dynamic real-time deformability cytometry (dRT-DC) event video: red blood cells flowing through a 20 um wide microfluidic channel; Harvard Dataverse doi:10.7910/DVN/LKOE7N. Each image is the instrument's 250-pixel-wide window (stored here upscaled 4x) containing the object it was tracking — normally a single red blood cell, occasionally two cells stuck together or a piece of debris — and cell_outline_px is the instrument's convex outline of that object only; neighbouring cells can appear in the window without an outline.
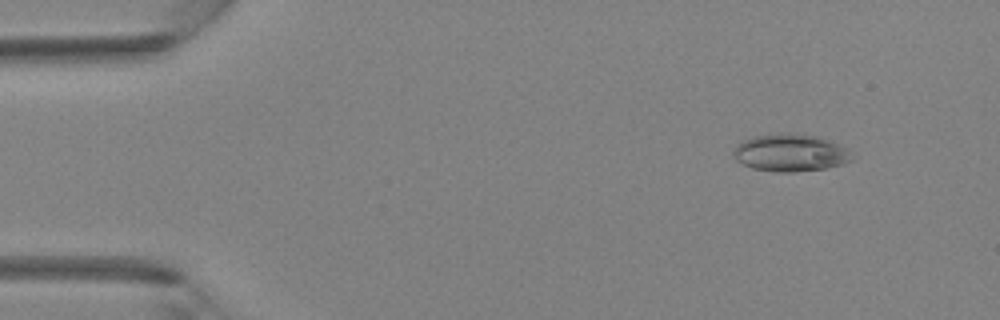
{"species": "Egyptian fruit bat (a non-hibernating species)", "species_latin": "Rousettus aegyptiacus", "temperature_condition": "room temperature", "stored_images_in_passage": 40, "camera_frame_rate_fps": 3000, "um_per_image_px": 0.085, "animal": {"sex": "female"}, "frame": {"image": 1, "passage_image": 2, "time_ms": 0.333, "image_size_px": [1000, 320], "cell_outline_px": [[852, 160], [844, 164], [824, 168], [792, 172], [776, 172], [752, 168], [736, 160], [732, 152], [736, 144], [740, 140], [756, 136], [780, 132], [788, 132], [820, 136], [848, 148]], "centroid_in_image_um": [67.16, 12.96], "position_along_channel_um": 17.8, "area_um2": 26.13}}
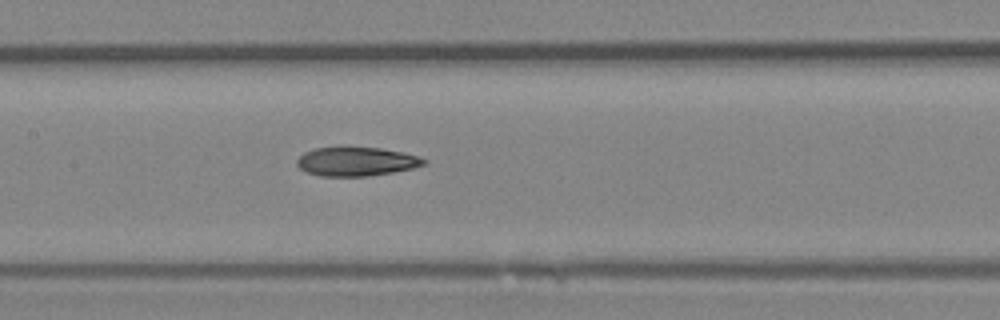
{"frame": {"image": 2, "passage_image": 18, "time_ms": 5.667, "image_size_px": [1000, 320], "cell_outline_px": [[428, 160], [424, 164], [412, 168], [392, 172], [368, 176], [320, 176], [308, 172], [300, 168], [296, 164], [296, 160], [304, 152], [316, 148], [380, 148], [404, 152]], "centroid_in_image_um": [30.28, 13.74], "position_along_channel_um": 177.1, "area_um2": 21.04}}
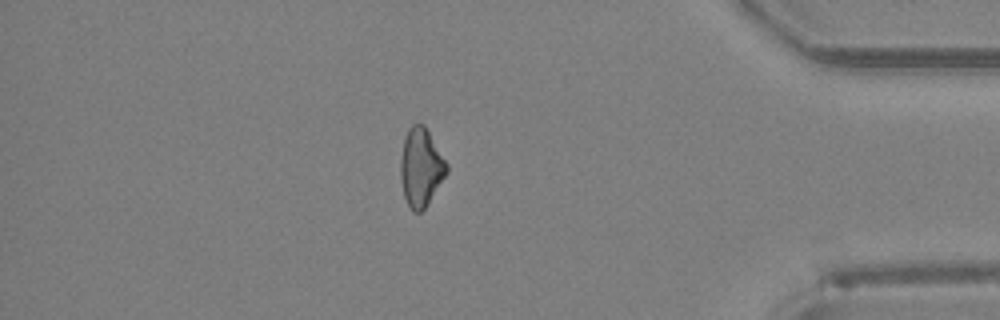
{"frame": {"image": 3, "passage_image": 34, "time_ms": 11.0, "image_size_px": [1000, 320], "cell_outline_px": [[448, 172], [424, 208], [420, 212], [412, 212], [404, 196], [400, 180], [400, 160], [404, 140], [408, 128], [412, 124], [424, 124], [448, 164]], "centroid_in_image_um": [35.77, 14.21], "position_along_channel_um": 399.4, "area_um2": 20.92}}